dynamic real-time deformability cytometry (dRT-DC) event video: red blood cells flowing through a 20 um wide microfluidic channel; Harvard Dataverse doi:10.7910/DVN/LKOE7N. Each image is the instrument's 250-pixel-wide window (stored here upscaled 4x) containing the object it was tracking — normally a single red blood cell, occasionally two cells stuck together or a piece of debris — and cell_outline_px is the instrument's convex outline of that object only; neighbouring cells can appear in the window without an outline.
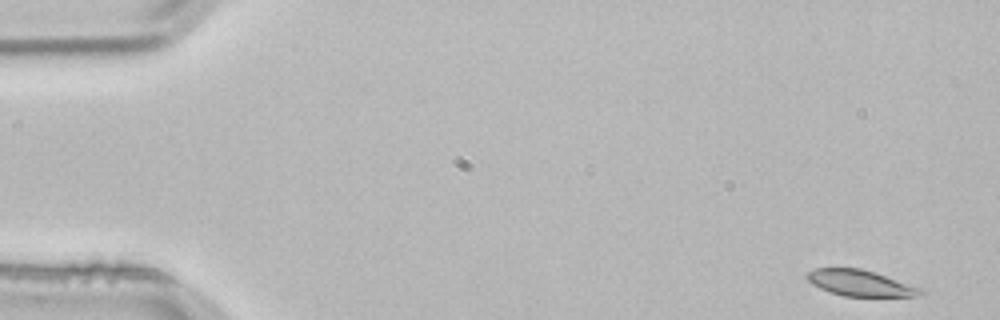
{"species": "common noctule bat (a hibernating species)", "species_latin": "Nyctalus noctula", "temperature_condition": "room temperature", "stored_images_in_passage": 4, "camera_frame_rate_fps": 3000, "um_per_image_px": 0.085, "animal": {"sex": "male", "body_mass_g": 21.5, "forearm_length_mm": 52.0}, "frame": {"image": 1, "passage_image": 1, "time_ms": 0.0, "image_size_px": [1000, 320], "cell_outline_px": [[924, 292], [912, 296], [844, 296], [820, 288], [812, 284], [804, 276], [808, 272], [816, 268], [860, 268], [876, 272], [924, 288]], "centroid_in_image_um": [73.13, 24.05], "position_along_channel_um": 11.9, "area_um2": 17.22}}